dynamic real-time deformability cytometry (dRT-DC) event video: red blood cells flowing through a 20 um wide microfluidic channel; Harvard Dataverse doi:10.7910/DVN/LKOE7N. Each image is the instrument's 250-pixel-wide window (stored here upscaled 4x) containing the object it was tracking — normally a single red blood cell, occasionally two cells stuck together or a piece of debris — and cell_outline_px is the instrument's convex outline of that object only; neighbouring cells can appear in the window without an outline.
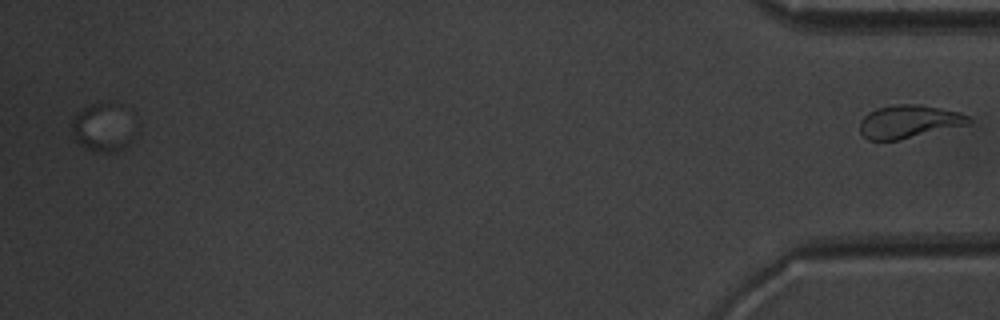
{"species": "common noctule bat (a hibernating species)", "species_latin": "Nyctalus noctula", "temperature_condition": "warm", "stored_images_in_passage": 49, "segment_of_instrument_passage": [2, 2], "camera_frame_rate_fps": 3000, "um_per_image_px": 0.085, "animal": {"sex": "male", "body_mass_g": 20.1, "forearm_length_mm": 53.5}, "frame": {"image": 1, "passage_image": 49, "time_ms": 16.0, "image_size_px": [1000, 320], "cell_outline_px": [[972, 120], [968, 124], [900, 140], [868, 140], [860, 132], [860, 120], [868, 112], [876, 108], [896, 104], [920, 104], [960, 112], [968, 116]], "centroid_in_image_um": [77.23, 10.33], "position_along_channel_um": 358.0, "area_um2": 20.98}}